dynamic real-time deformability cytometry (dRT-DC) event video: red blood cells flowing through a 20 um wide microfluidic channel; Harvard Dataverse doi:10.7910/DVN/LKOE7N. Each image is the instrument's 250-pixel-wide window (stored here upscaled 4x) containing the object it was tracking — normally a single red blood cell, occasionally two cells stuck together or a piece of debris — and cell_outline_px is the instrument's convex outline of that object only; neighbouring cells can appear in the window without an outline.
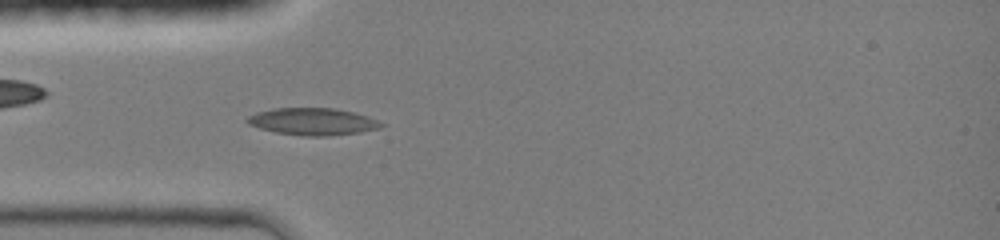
{"species": "common noctule bat (a hibernating species)", "species_latin": "Nyctalus noctula", "temperature_condition": "room temperature", "stored_images_in_passage": 43, "camera_frame_rate_fps": 3000, "um_per_image_px": 0.085, "animal": {"sex": "female", "body_mass_g": 19.0, "forearm_length_mm": 51.5}, "frame": {"image": 1, "passage_image": 12, "time_ms": 3.667, "image_size_px": [1000, 240], "cell_outline_px": [[388, 124], [380, 128], [360, 132], [328, 136], [304, 136], [276, 132], [260, 128], [248, 124], [244, 120], [248, 116], [256, 112], [272, 108], [336, 108], [368, 116]], "centroid_in_image_um": [26.6, 10.33], "position_along_channel_um": 58.4, "area_um2": 21.33}}
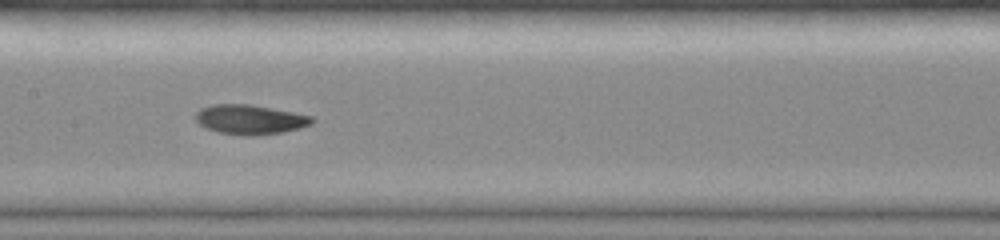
{"frame": {"image": 2, "passage_image": 21, "time_ms": 6.667, "image_size_px": [1000, 240], "cell_outline_px": [[316, 120], [312, 124], [300, 128], [284, 132], [256, 136], [244, 136], [220, 132], [208, 128], [200, 124], [196, 120], [196, 112], [200, 108], [212, 104], [252, 104], [312, 116]], "centroid_in_image_um": [21.28, 10.16], "position_along_channel_um": 186.1, "area_um2": 20.17}}
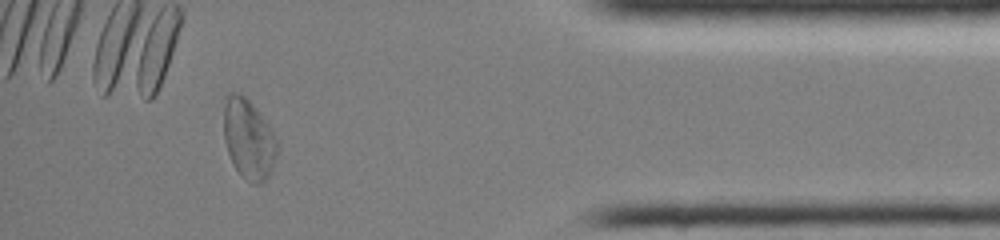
{"frame": {"image": 3, "passage_image": 39, "time_ms": 12.667, "image_size_px": [1000, 240], "cell_outline_px": [[280, 148], [272, 168], [268, 176], [260, 184], [256, 184], [240, 176], [232, 164], [224, 140], [224, 104], [228, 92], [240, 92], [252, 104], [272, 128], [280, 140]], "centroid_in_image_um": [21.16, 11.82], "position_along_channel_um": 414.0, "area_um2": 25.43}, "authors_computed_cell_mechanics": {"area_um2": 20.2878, "velocity_mm_per_s": 4.2966, "shape_relaxation_time_tau1_ms": 5.4957, "shape_relaxation_time_tau2_ms": 2.5265, "deformation_change_tau1": 0.1722, "deformation_change_tau2": 0.0715}}